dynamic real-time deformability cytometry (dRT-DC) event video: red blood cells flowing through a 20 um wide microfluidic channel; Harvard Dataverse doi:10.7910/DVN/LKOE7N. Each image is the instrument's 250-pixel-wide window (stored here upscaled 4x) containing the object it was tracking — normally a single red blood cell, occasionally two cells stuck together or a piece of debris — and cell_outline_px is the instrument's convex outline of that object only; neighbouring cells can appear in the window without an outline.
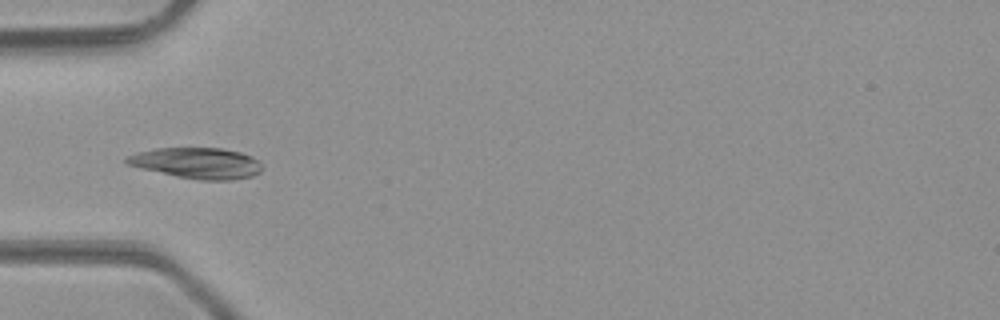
{"species": "common noctule bat (a hibernating species)", "species_latin": "Nyctalus noctula", "temperature_condition": "room temperature", "stored_images_in_passage": 22, "camera_frame_rate_fps": 3000, "um_per_image_px": 0.085, "animal": {"sex": "male", "body_mass_g": 23.1, "forearm_length_mm": 52.7}, "frame": {"image": 1, "passage_image": 16, "time_ms": 5.0, "image_size_px": [1000, 320], "cell_outline_px": [[260, 172], [252, 176], [232, 180], [200, 180], [176, 176], [140, 168], [128, 164], [124, 160], [128, 156], [136, 152], [156, 148], [220, 148], [240, 152], [252, 156], [260, 164]], "centroid_in_image_um": [16.73, 13.86], "position_along_channel_um": 68.3, "area_um2": 24.22}}